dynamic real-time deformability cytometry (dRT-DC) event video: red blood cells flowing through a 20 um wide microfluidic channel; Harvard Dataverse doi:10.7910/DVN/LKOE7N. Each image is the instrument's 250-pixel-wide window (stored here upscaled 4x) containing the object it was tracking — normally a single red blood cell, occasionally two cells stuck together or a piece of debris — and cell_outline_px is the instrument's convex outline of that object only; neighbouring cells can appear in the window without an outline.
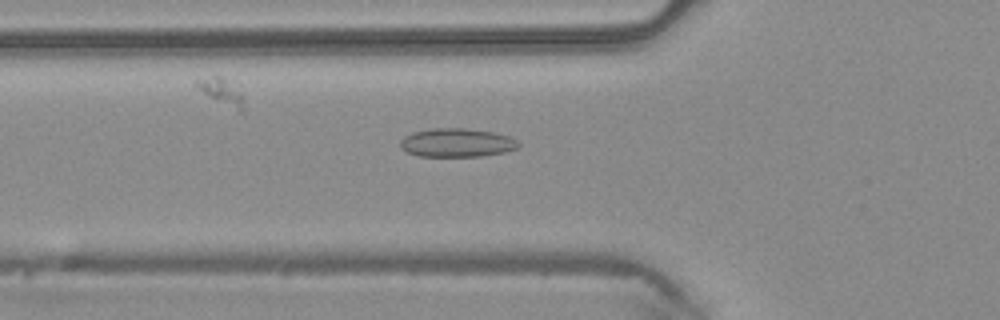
{"species": "common noctule bat (a hibernating species)", "species_latin": "Nyctalus noctula", "temperature_condition": "warm", "stored_images_in_passage": 48, "camera_frame_rate_fps": 3000, "um_per_image_px": 0.085, "animal": {"sex": "male", "body_mass_g": 20.4}, "frame": {"image": 1, "passage_image": 17, "time_ms": 5.333, "image_size_px": [1000, 320], "cell_outline_px": [[520, 148], [504, 152], [480, 156], [420, 156], [408, 152], [400, 148], [400, 140], [404, 136], [412, 132], [432, 128], [464, 128], [492, 132], [508, 136], [516, 140], [520, 144]], "centroid_in_image_um": [38.82, 12.13], "position_along_channel_um": 87.0, "area_um2": 19.71}}
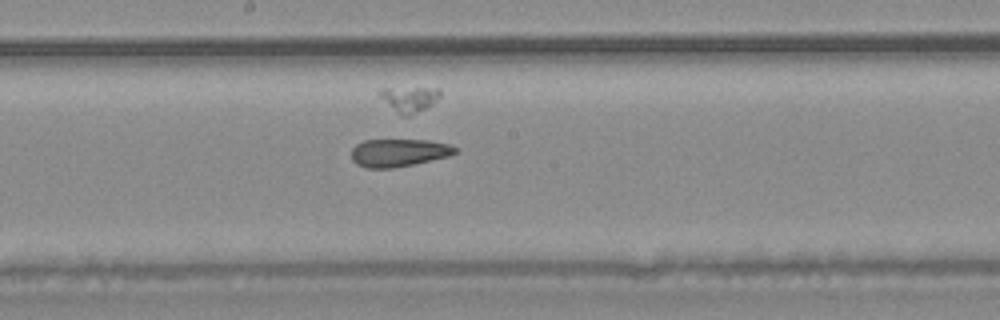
{"frame": {"image": 2, "passage_image": 26, "time_ms": 8.333, "image_size_px": [1000, 320], "cell_outline_px": [[456, 152], [448, 156], [412, 164], [392, 168], [368, 168], [356, 164], [352, 160], [352, 148], [356, 144], [364, 140], [428, 140], [448, 144], [456, 148]], "centroid_in_image_um": [33.84, 12.97], "position_along_channel_um": 214.4, "area_um2": 16.59}}
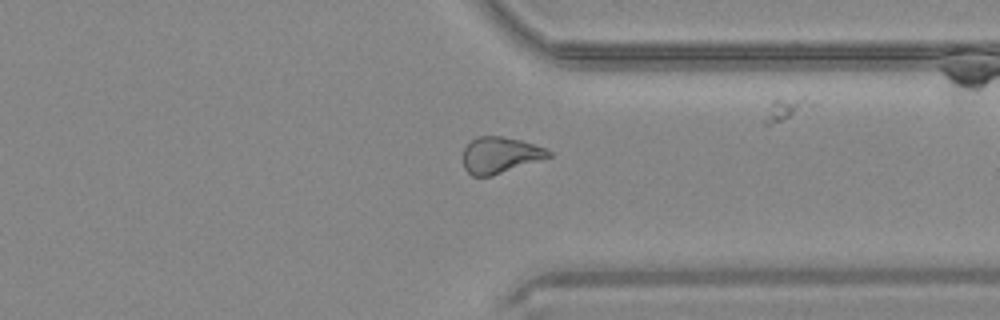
{"frame": {"image": 3, "passage_image": 37, "time_ms": 12.0, "image_size_px": [1000, 320], "cell_outline_px": [[552, 156], [492, 176], [472, 176], [464, 168], [464, 148], [476, 136], [500, 136], [520, 140], [544, 148], [552, 152]], "centroid_in_image_um": [42.5, 13.18], "position_along_channel_um": 368.9, "area_um2": 17.86}, "authors_computed_cell_mechanics": {"area_um2": 19.3341, "velocity_mm_per_s": 4.2222, "shape_relaxation_time_tau1_ms": null, "shape_relaxation_time_tau2_ms": 2.1289, "deformation_change_tau1": null, "deformation_change_tau2": 0.0959}}